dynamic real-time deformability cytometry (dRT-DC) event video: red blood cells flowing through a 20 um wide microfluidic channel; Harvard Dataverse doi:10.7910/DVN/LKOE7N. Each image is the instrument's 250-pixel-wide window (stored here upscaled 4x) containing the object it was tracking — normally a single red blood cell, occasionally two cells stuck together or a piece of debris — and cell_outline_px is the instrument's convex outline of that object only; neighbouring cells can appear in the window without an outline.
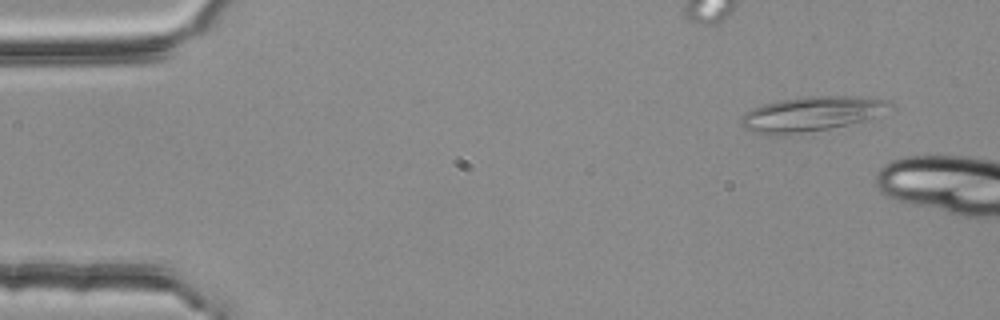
{"species": "common noctule bat (a hibernating species)", "species_latin": "Nyctalus noctula", "temperature_condition": "room temperature", "stored_images_in_passage": 2, "camera_frame_rate_fps": 3000, "um_per_image_px": 0.085, "animal": {"sex": "female", "body_mass_g": 25.1}, "frame": {"image": 1, "passage_image": 1, "time_ms": 0.0, "image_size_px": [1000, 320], "cell_outline_px": [[892, 104], [868, 120], [828, 128], [784, 136], [776, 136], [744, 128], [740, 124], [740, 116], [744, 112], [752, 108], [764, 104], [780, 100], [808, 96], [856, 96], [884, 100]], "centroid_in_image_um": [68.87, 9.69], "position_along_channel_um": 16.1, "area_um2": 29.77}}